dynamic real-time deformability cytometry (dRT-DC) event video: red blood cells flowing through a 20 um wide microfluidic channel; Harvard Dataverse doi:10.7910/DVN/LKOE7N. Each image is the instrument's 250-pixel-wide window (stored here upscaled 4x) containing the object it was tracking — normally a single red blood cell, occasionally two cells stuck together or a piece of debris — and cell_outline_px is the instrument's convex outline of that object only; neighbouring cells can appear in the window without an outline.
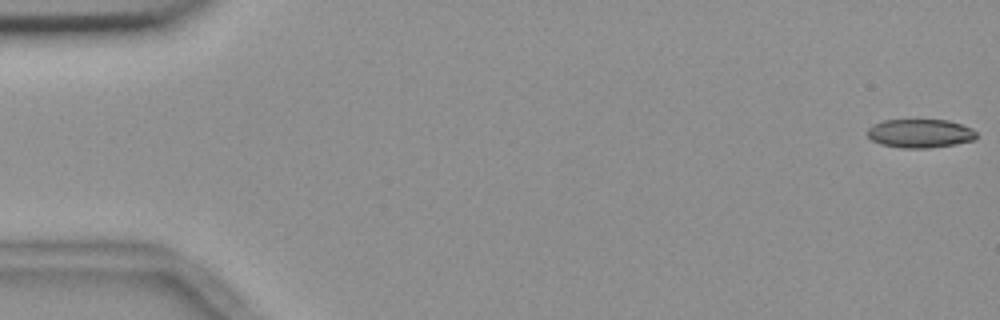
{"species": "common noctule bat (a hibernating species)", "species_latin": "Nyctalus noctula", "temperature_condition": "room temperature", "stored_images_in_passage": 55, "camera_frame_rate_fps": 3000, "um_per_image_px": 0.085, "animal": {"sex": "female", "body_mass_g": 18.4}, "frame": {"image": 1, "passage_image": 1, "time_ms": 0.0, "image_size_px": [1000, 320], "cell_outline_px": [[976, 140], [956, 144], [928, 148], [900, 148], [880, 144], [872, 140], [868, 136], [868, 128], [872, 124], [884, 120], [948, 120], [972, 128], [976, 132]], "centroid_in_image_um": [78.21, 11.34], "position_along_channel_um": 6.8, "area_um2": 18.32}}
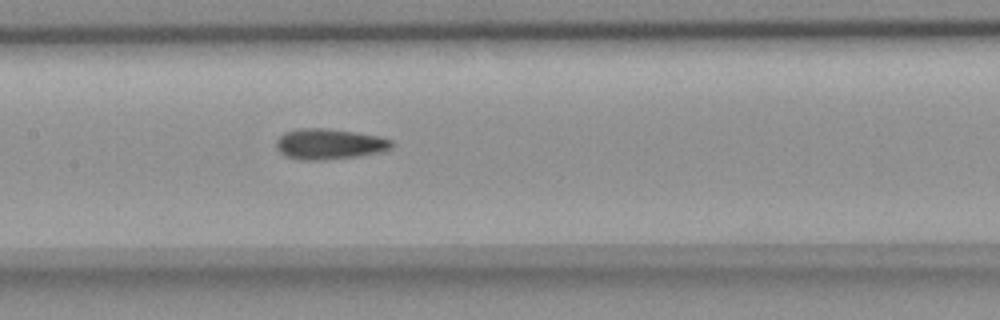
{"frame": {"image": 2, "passage_image": 27, "time_ms": 8.667, "image_size_px": [1000, 320], "cell_outline_px": [[396, 144], [392, 148], [380, 152], [356, 156], [324, 160], [296, 160], [284, 156], [276, 148], [276, 140], [284, 132], [300, 128], [324, 128], [356, 132], [380, 136], [392, 140]], "centroid_in_image_um": [27.99, 12.24], "position_along_channel_um": 179.4, "area_um2": 20.87}}
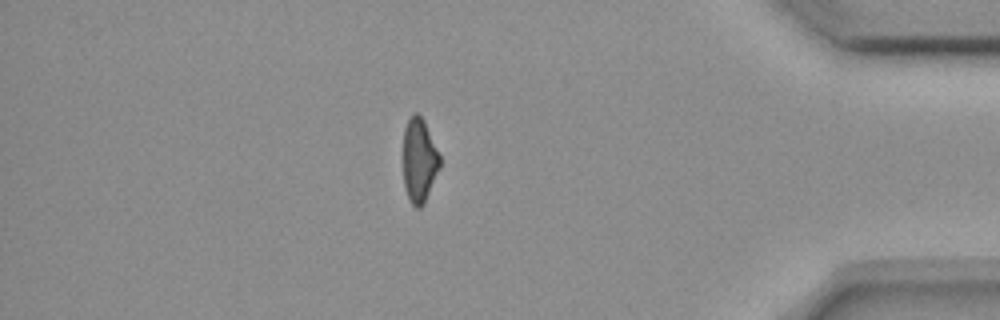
{"frame": {"image": 3, "passage_image": 48, "time_ms": 15.667, "image_size_px": [1000, 320], "cell_outline_px": [[440, 168], [424, 204], [420, 208], [416, 208], [408, 200], [404, 188], [404, 128], [412, 112], [416, 112], [424, 120], [440, 156]], "centroid_in_image_um": [35.63, 13.66], "position_along_channel_um": 399.6, "area_um2": 18.03}, "authors_computed_cell_mechanics": {"area_um2": 19.5942, "velocity_mm_per_s": 3.6891, "shape_relaxation_time_tau1_ms": null, "shape_relaxation_time_tau2_ms": 5.3147, "deformation_change_tau1": null, "deformation_change_tau2": 0.131}}